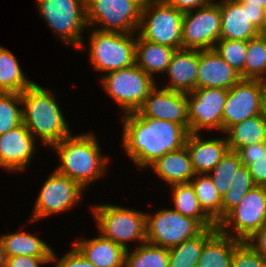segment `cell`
Listing matches in <instances>:
<instances>
[{
  "instance_id": "cell-1",
  "label": "cell",
  "mask_w": 266,
  "mask_h": 267,
  "mask_svg": "<svg viewBox=\"0 0 266 267\" xmlns=\"http://www.w3.org/2000/svg\"><path fill=\"white\" fill-rule=\"evenodd\" d=\"M123 115L122 145L137 167L149 168L166 153L185 146L189 132L182 125L145 117L138 111Z\"/></svg>"
},
{
  "instance_id": "cell-2",
  "label": "cell",
  "mask_w": 266,
  "mask_h": 267,
  "mask_svg": "<svg viewBox=\"0 0 266 267\" xmlns=\"http://www.w3.org/2000/svg\"><path fill=\"white\" fill-rule=\"evenodd\" d=\"M94 134H70L51 147L56 150L61 162L55 171L77 182L83 189L102 178L107 171L109 157L102 156Z\"/></svg>"
},
{
  "instance_id": "cell-3",
  "label": "cell",
  "mask_w": 266,
  "mask_h": 267,
  "mask_svg": "<svg viewBox=\"0 0 266 267\" xmlns=\"http://www.w3.org/2000/svg\"><path fill=\"white\" fill-rule=\"evenodd\" d=\"M53 95L35 82L21 93L23 124L47 147L72 134Z\"/></svg>"
},
{
  "instance_id": "cell-4",
  "label": "cell",
  "mask_w": 266,
  "mask_h": 267,
  "mask_svg": "<svg viewBox=\"0 0 266 267\" xmlns=\"http://www.w3.org/2000/svg\"><path fill=\"white\" fill-rule=\"evenodd\" d=\"M87 50L95 70L106 73L135 64L136 33L105 32L91 29ZM89 46V47H88Z\"/></svg>"
},
{
  "instance_id": "cell-5",
  "label": "cell",
  "mask_w": 266,
  "mask_h": 267,
  "mask_svg": "<svg viewBox=\"0 0 266 267\" xmlns=\"http://www.w3.org/2000/svg\"><path fill=\"white\" fill-rule=\"evenodd\" d=\"M184 12L164 0H145L137 34L144 40L182 49Z\"/></svg>"
},
{
  "instance_id": "cell-6",
  "label": "cell",
  "mask_w": 266,
  "mask_h": 267,
  "mask_svg": "<svg viewBox=\"0 0 266 267\" xmlns=\"http://www.w3.org/2000/svg\"><path fill=\"white\" fill-rule=\"evenodd\" d=\"M99 233L128 250V242H146V213L113 204L92 208Z\"/></svg>"
},
{
  "instance_id": "cell-7",
  "label": "cell",
  "mask_w": 266,
  "mask_h": 267,
  "mask_svg": "<svg viewBox=\"0 0 266 267\" xmlns=\"http://www.w3.org/2000/svg\"><path fill=\"white\" fill-rule=\"evenodd\" d=\"M49 28L68 45L86 49L82 32L87 29L86 0H36Z\"/></svg>"
},
{
  "instance_id": "cell-8",
  "label": "cell",
  "mask_w": 266,
  "mask_h": 267,
  "mask_svg": "<svg viewBox=\"0 0 266 267\" xmlns=\"http://www.w3.org/2000/svg\"><path fill=\"white\" fill-rule=\"evenodd\" d=\"M145 0H86L87 26L105 32L137 33Z\"/></svg>"
},
{
  "instance_id": "cell-9",
  "label": "cell",
  "mask_w": 266,
  "mask_h": 267,
  "mask_svg": "<svg viewBox=\"0 0 266 267\" xmlns=\"http://www.w3.org/2000/svg\"><path fill=\"white\" fill-rule=\"evenodd\" d=\"M100 82L105 92L123 109L124 114L137 111L156 86L154 78L136 64L106 73Z\"/></svg>"
},
{
  "instance_id": "cell-10",
  "label": "cell",
  "mask_w": 266,
  "mask_h": 267,
  "mask_svg": "<svg viewBox=\"0 0 266 267\" xmlns=\"http://www.w3.org/2000/svg\"><path fill=\"white\" fill-rule=\"evenodd\" d=\"M265 222L266 187L255 186L247 192L240 203L217 224V227L222 233L230 235L232 238L246 241L257 232Z\"/></svg>"
},
{
  "instance_id": "cell-11",
  "label": "cell",
  "mask_w": 266,
  "mask_h": 267,
  "mask_svg": "<svg viewBox=\"0 0 266 267\" xmlns=\"http://www.w3.org/2000/svg\"><path fill=\"white\" fill-rule=\"evenodd\" d=\"M205 228L191 217L174 209H160L151 215L146 213V241L170 248L199 235Z\"/></svg>"
},
{
  "instance_id": "cell-12",
  "label": "cell",
  "mask_w": 266,
  "mask_h": 267,
  "mask_svg": "<svg viewBox=\"0 0 266 267\" xmlns=\"http://www.w3.org/2000/svg\"><path fill=\"white\" fill-rule=\"evenodd\" d=\"M221 11L219 2L184 12L182 49L210 50L220 39Z\"/></svg>"
},
{
  "instance_id": "cell-13",
  "label": "cell",
  "mask_w": 266,
  "mask_h": 267,
  "mask_svg": "<svg viewBox=\"0 0 266 267\" xmlns=\"http://www.w3.org/2000/svg\"><path fill=\"white\" fill-rule=\"evenodd\" d=\"M83 190L77 182L54 170L37 196L31 222L73 209L80 201Z\"/></svg>"
},
{
  "instance_id": "cell-14",
  "label": "cell",
  "mask_w": 266,
  "mask_h": 267,
  "mask_svg": "<svg viewBox=\"0 0 266 267\" xmlns=\"http://www.w3.org/2000/svg\"><path fill=\"white\" fill-rule=\"evenodd\" d=\"M266 82L241 79L228 90L222 115V132L249 117L260 115Z\"/></svg>"
},
{
  "instance_id": "cell-15",
  "label": "cell",
  "mask_w": 266,
  "mask_h": 267,
  "mask_svg": "<svg viewBox=\"0 0 266 267\" xmlns=\"http://www.w3.org/2000/svg\"><path fill=\"white\" fill-rule=\"evenodd\" d=\"M227 89L199 88L187 94L189 133L215 129L222 131V115Z\"/></svg>"
},
{
  "instance_id": "cell-16",
  "label": "cell",
  "mask_w": 266,
  "mask_h": 267,
  "mask_svg": "<svg viewBox=\"0 0 266 267\" xmlns=\"http://www.w3.org/2000/svg\"><path fill=\"white\" fill-rule=\"evenodd\" d=\"M155 86L137 110L142 116L182 125L189 132L187 94Z\"/></svg>"
},
{
  "instance_id": "cell-17",
  "label": "cell",
  "mask_w": 266,
  "mask_h": 267,
  "mask_svg": "<svg viewBox=\"0 0 266 267\" xmlns=\"http://www.w3.org/2000/svg\"><path fill=\"white\" fill-rule=\"evenodd\" d=\"M36 139L22 123L0 135V167L9 172L24 171L33 159Z\"/></svg>"
},
{
  "instance_id": "cell-18",
  "label": "cell",
  "mask_w": 266,
  "mask_h": 267,
  "mask_svg": "<svg viewBox=\"0 0 266 267\" xmlns=\"http://www.w3.org/2000/svg\"><path fill=\"white\" fill-rule=\"evenodd\" d=\"M241 79L240 74L214 49L199 50L197 89L221 88L229 90Z\"/></svg>"
},
{
  "instance_id": "cell-19",
  "label": "cell",
  "mask_w": 266,
  "mask_h": 267,
  "mask_svg": "<svg viewBox=\"0 0 266 267\" xmlns=\"http://www.w3.org/2000/svg\"><path fill=\"white\" fill-rule=\"evenodd\" d=\"M201 133H189L185 142L195 174H208L229 150L226 137L203 139Z\"/></svg>"
},
{
  "instance_id": "cell-20",
  "label": "cell",
  "mask_w": 266,
  "mask_h": 267,
  "mask_svg": "<svg viewBox=\"0 0 266 267\" xmlns=\"http://www.w3.org/2000/svg\"><path fill=\"white\" fill-rule=\"evenodd\" d=\"M198 68L199 50H176L165 72L169 85L163 88L186 94L194 91L197 89Z\"/></svg>"
},
{
  "instance_id": "cell-21",
  "label": "cell",
  "mask_w": 266,
  "mask_h": 267,
  "mask_svg": "<svg viewBox=\"0 0 266 267\" xmlns=\"http://www.w3.org/2000/svg\"><path fill=\"white\" fill-rule=\"evenodd\" d=\"M221 11L220 39L248 41L259 35V30L249 21L247 4L236 0L219 2Z\"/></svg>"
},
{
  "instance_id": "cell-22",
  "label": "cell",
  "mask_w": 266,
  "mask_h": 267,
  "mask_svg": "<svg viewBox=\"0 0 266 267\" xmlns=\"http://www.w3.org/2000/svg\"><path fill=\"white\" fill-rule=\"evenodd\" d=\"M99 234L91 239L81 238L73 246L96 267H124L126 249Z\"/></svg>"
},
{
  "instance_id": "cell-23",
  "label": "cell",
  "mask_w": 266,
  "mask_h": 267,
  "mask_svg": "<svg viewBox=\"0 0 266 267\" xmlns=\"http://www.w3.org/2000/svg\"><path fill=\"white\" fill-rule=\"evenodd\" d=\"M149 167L169 186L189 183L195 176L186 146L166 153Z\"/></svg>"
},
{
  "instance_id": "cell-24",
  "label": "cell",
  "mask_w": 266,
  "mask_h": 267,
  "mask_svg": "<svg viewBox=\"0 0 266 267\" xmlns=\"http://www.w3.org/2000/svg\"><path fill=\"white\" fill-rule=\"evenodd\" d=\"M177 49L153 43L136 36L135 64L154 78L153 74H164Z\"/></svg>"
},
{
  "instance_id": "cell-25",
  "label": "cell",
  "mask_w": 266,
  "mask_h": 267,
  "mask_svg": "<svg viewBox=\"0 0 266 267\" xmlns=\"http://www.w3.org/2000/svg\"><path fill=\"white\" fill-rule=\"evenodd\" d=\"M240 242L217 229L205 241L197 267H232L234 249Z\"/></svg>"
},
{
  "instance_id": "cell-26",
  "label": "cell",
  "mask_w": 266,
  "mask_h": 267,
  "mask_svg": "<svg viewBox=\"0 0 266 267\" xmlns=\"http://www.w3.org/2000/svg\"><path fill=\"white\" fill-rule=\"evenodd\" d=\"M6 257L19 255L52 257L53 249L41 238L28 232H16L0 236Z\"/></svg>"
},
{
  "instance_id": "cell-27",
  "label": "cell",
  "mask_w": 266,
  "mask_h": 267,
  "mask_svg": "<svg viewBox=\"0 0 266 267\" xmlns=\"http://www.w3.org/2000/svg\"><path fill=\"white\" fill-rule=\"evenodd\" d=\"M224 134H228L229 150L237 151L244 146L266 142V125L261 115L252 116L231 126Z\"/></svg>"
},
{
  "instance_id": "cell-28",
  "label": "cell",
  "mask_w": 266,
  "mask_h": 267,
  "mask_svg": "<svg viewBox=\"0 0 266 267\" xmlns=\"http://www.w3.org/2000/svg\"><path fill=\"white\" fill-rule=\"evenodd\" d=\"M217 229L205 228L199 235L168 248L169 267H197L205 241Z\"/></svg>"
},
{
  "instance_id": "cell-29",
  "label": "cell",
  "mask_w": 266,
  "mask_h": 267,
  "mask_svg": "<svg viewBox=\"0 0 266 267\" xmlns=\"http://www.w3.org/2000/svg\"><path fill=\"white\" fill-rule=\"evenodd\" d=\"M33 83L24 75L14 54L0 45V92L21 94Z\"/></svg>"
},
{
  "instance_id": "cell-30",
  "label": "cell",
  "mask_w": 266,
  "mask_h": 267,
  "mask_svg": "<svg viewBox=\"0 0 266 267\" xmlns=\"http://www.w3.org/2000/svg\"><path fill=\"white\" fill-rule=\"evenodd\" d=\"M171 189L175 211L183 216L196 219L204 228L217 227L201 209L196 192L190 182L172 185Z\"/></svg>"
},
{
  "instance_id": "cell-31",
  "label": "cell",
  "mask_w": 266,
  "mask_h": 267,
  "mask_svg": "<svg viewBox=\"0 0 266 267\" xmlns=\"http://www.w3.org/2000/svg\"><path fill=\"white\" fill-rule=\"evenodd\" d=\"M199 205L203 212L217 225L221 221L222 197L208 174H195L191 179Z\"/></svg>"
},
{
  "instance_id": "cell-32",
  "label": "cell",
  "mask_w": 266,
  "mask_h": 267,
  "mask_svg": "<svg viewBox=\"0 0 266 267\" xmlns=\"http://www.w3.org/2000/svg\"><path fill=\"white\" fill-rule=\"evenodd\" d=\"M126 250L124 267H169L168 248L145 242Z\"/></svg>"
},
{
  "instance_id": "cell-33",
  "label": "cell",
  "mask_w": 266,
  "mask_h": 267,
  "mask_svg": "<svg viewBox=\"0 0 266 267\" xmlns=\"http://www.w3.org/2000/svg\"><path fill=\"white\" fill-rule=\"evenodd\" d=\"M266 37L258 35L247 41L243 79L266 82Z\"/></svg>"
},
{
  "instance_id": "cell-34",
  "label": "cell",
  "mask_w": 266,
  "mask_h": 267,
  "mask_svg": "<svg viewBox=\"0 0 266 267\" xmlns=\"http://www.w3.org/2000/svg\"><path fill=\"white\" fill-rule=\"evenodd\" d=\"M253 181L247 166L241 165L232 177L230 188L222 196L221 220L234 209L247 192L254 188Z\"/></svg>"
},
{
  "instance_id": "cell-35",
  "label": "cell",
  "mask_w": 266,
  "mask_h": 267,
  "mask_svg": "<svg viewBox=\"0 0 266 267\" xmlns=\"http://www.w3.org/2000/svg\"><path fill=\"white\" fill-rule=\"evenodd\" d=\"M20 93L0 92V135L23 123Z\"/></svg>"
},
{
  "instance_id": "cell-36",
  "label": "cell",
  "mask_w": 266,
  "mask_h": 267,
  "mask_svg": "<svg viewBox=\"0 0 266 267\" xmlns=\"http://www.w3.org/2000/svg\"><path fill=\"white\" fill-rule=\"evenodd\" d=\"M241 165L237 152L228 150L220 162L208 173L221 197L230 188L232 177Z\"/></svg>"
},
{
  "instance_id": "cell-37",
  "label": "cell",
  "mask_w": 266,
  "mask_h": 267,
  "mask_svg": "<svg viewBox=\"0 0 266 267\" xmlns=\"http://www.w3.org/2000/svg\"><path fill=\"white\" fill-rule=\"evenodd\" d=\"M243 79L247 41L219 39L213 48Z\"/></svg>"
},
{
  "instance_id": "cell-38",
  "label": "cell",
  "mask_w": 266,
  "mask_h": 267,
  "mask_svg": "<svg viewBox=\"0 0 266 267\" xmlns=\"http://www.w3.org/2000/svg\"><path fill=\"white\" fill-rule=\"evenodd\" d=\"M232 267H266V259L248 242L241 241L234 249Z\"/></svg>"
},
{
  "instance_id": "cell-39",
  "label": "cell",
  "mask_w": 266,
  "mask_h": 267,
  "mask_svg": "<svg viewBox=\"0 0 266 267\" xmlns=\"http://www.w3.org/2000/svg\"><path fill=\"white\" fill-rule=\"evenodd\" d=\"M239 158L241 164L247 166L256 186L266 187V155Z\"/></svg>"
},
{
  "instance_id": "cell-40",
  "label": "cell",
  "mask_w": 266,
  "mask_h": 267,
  "mask_svg": "<svg viewBox=\"0 0 266 267\" xmlns=\"http://www.w3.org/2000/svg\"><path fill=\"white\" fill-rule=\"evenodd\" d=\"M56 256V253L52 251L51 262L56 263L55 267H96L93 263L88 261L75 247L64 254L61 258H58Z\"/></svg>"
},
{
  "instance_id": "cell-41",
  "label": "cell",
  "mask_w": 266,
  "mask_h": 267,
  "mask_svg": "<svg viewBox=\"0 0 266 267\" xmlns=\"http://www.w3.org/2000/svg\"><path fill=\"white\" fill-rule=\"evenodd\" d=\"M51 263V257L14 256L7 257L6 267H40V264Z\"/></svg>"
},
{
  "instance_id": "cell-42",
  "label": "cell",
  "mask_w": 266,
  "mask_h": 267,
  "mask_svg": "<svg viewBox=\"0 0 266 267\" xmlns=\"http://www.w3.org/2000/svg\"><path fill=\"white\" fill-rule=\"evenodd\" d=\"M168 5L177 8L182 12L197 9L213 4V0H164Z\"/></svg>"
},
{
  "instance_id": "cell-43",
  "label": "cell",
  "mask_w": 266,
  "mask_h": 267,
  "mask_svg": "<svg viewBox=\"0 0 266 267\" xmlns=\"http://www.w3.org/2000/svg\"><path fill=\"white\" fill-rule=\"evenodd\" d=\"M246 242L266 259V222Z\"/></svg>"
},
{
  "instance_id": "cell-44",
  "label": "cell",
  "mask_w": 266,
  "mask_h": 267,
  "mask_svg": "<svg viewBox=\"0 0 266 267\" xmlns=\"http://www.w3.org/2000/svg\"><path fill=\"white\" fill-rule=\"evenodd\" d=\"M239 157H258L266 155V142H259L239 148L237 151Z\"/></svg>"
},
{
  "instance_id": "cell-45",
  "label": "cell",
  "mask_w": 266,
  "mask_h": 267,
  "mask_svg": "<svg viewBox=\"0 0 266 267\" xmlns=\"http://www.w3.org/2000/svg\"><path fill=\"white\" fill-rule=\"evenodd\" d=\"M247 15L249 21L260 31L264 24L266 10L260 6H249L247 4Z\"/></svg>"
},
{
  "instance_id": "cell-46",
  "label": "cell",
  "mask_w": 266,
  "mask_h": 267,
  "mask_svg": "<svg viewBox=\"0 0 266 267\" xmlns=\"http://www.w3.org/2000/svg\"><path fill=\"white\" fill-rule=\"evenodd\" d=\"M236 1L249 4V6H260L266 10V0H236Z\"/></svg>"
},
{
  "instance_id": "cell-47",
  "label": "cell",
  "mask_w": 266,
  "mask_h": 267,
  "mask_svg": "<svg viewBox=\"0 0 266 267\" xmlns=\"http://www.w3.org/2000/svg\"><path fill=\"white\" fill-rule=\"evenodd\" d=\"M260 115H261L262 120L264 121V123L266 125V92H265L264 97L262 99Z\"/></svg>"
},
{
  "instance_id": "cell-48",
  "label": "cell",
  "mask_w": 266,
  "mask_h": 267,
  "mask_svg": "<svg viewBox=\"0 0 266 267\" xmlns=\"http://www.w3.org/2000/svg\"><path fill=\"white\" fill-rule=\"evenodd\" d=\"M6 254L3 248V245L0 241V267H6Z\"/></svg>"
},
{
  "instance_id": "cell-49",
  "label": "cell",
  "mask_w": 266,
  "mask_h": 267,
  "mask_svg": "<svg viewBox=\"0 0 266 267\" xmlns=\"http://www.w3.org/2000/svg\"><path fill=\"white\" fill-rule=\"evenodd\" d=\"M259 35L266 37V15H265V20L262 28L259 31Z\"/></svg>"
}]
</instances>
